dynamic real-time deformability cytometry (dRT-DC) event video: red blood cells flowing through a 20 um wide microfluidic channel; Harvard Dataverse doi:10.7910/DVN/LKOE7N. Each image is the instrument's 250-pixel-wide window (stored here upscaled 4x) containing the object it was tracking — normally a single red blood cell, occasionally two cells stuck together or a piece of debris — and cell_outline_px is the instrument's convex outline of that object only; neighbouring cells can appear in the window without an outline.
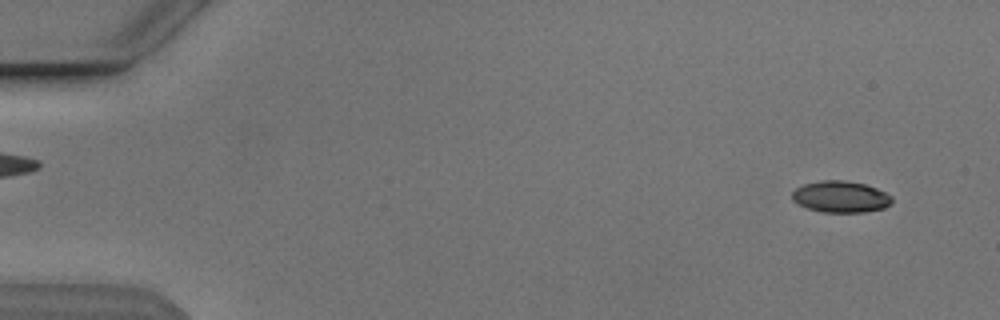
{"species": "Egyptian fruit bat (a non-hibernating species)", "species_latin": "Rousettus aegyptiacus", "temperature_condition": "cold", "stored_images_in_passage": 51, "camera_frame_rate_fps": 3000, "um_per_image_px": 0.085, "animal": {"sex": "male"}, "frame": {"image": 1, "passage_image": 1, "time_ms": 0.0, "image_size_px": [1000, 320], "cell_outline_px": [[892, 204], [884, 208], [864, 212], [824, 212], [808, 208], [792, 200], [792, 192], [796, 188], [804, 184], [820, 180], [844, 180], [864, 184], [876, 188], [892, 196]], "centroid_in_image_um": [71.47, 16.72], "position_along_channel_um": 13.5, "area_um2": 18.26}}
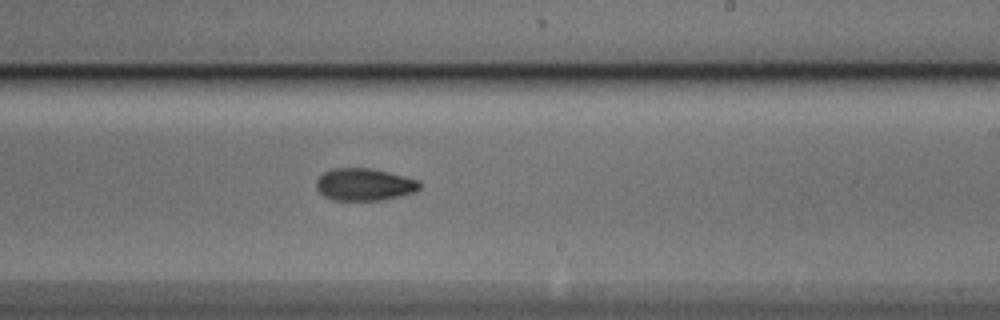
{"frame": {"image": 2, "passage_image": 30, "time_ms": 9.667, "image_size_px": [1000, 320], "cell_outline_px": [[420, 188], [416, 192], [400, 196], [380, 200], [332, 200], [324, 196], [316, 188], [316, 180], [324, 172], [332, 168], [368, 168], [388, 172], [420, 180]], "centroid_in_image_um": [30.97, 15.68], "position_along_channel_um": 258.0, "area_um2": 19.48}}
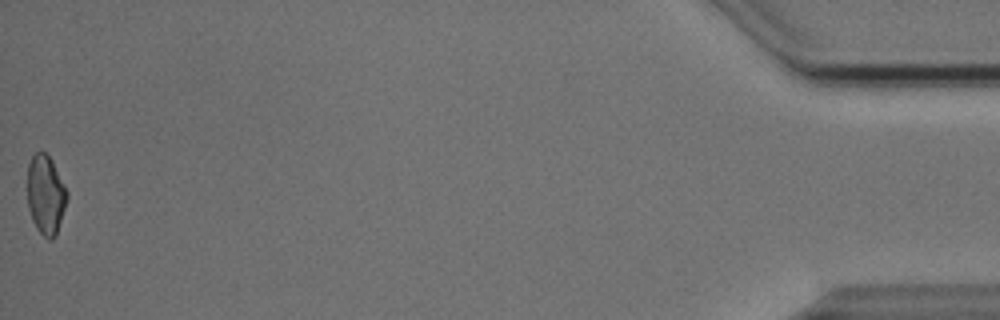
{"frame": {"image": 3, "passage_image": 51, "time_ms": 16.667, "image_size_px": [1000, 320], "cell_outline_px": [[68, 200], [56, 236], [52, 240], [48, 240], [36, 228], [32, 220], [28, 208], [28, 164], [32, 156], [36, 152], [44, 152], [52, 160], [68, 192]], "centroid_in_image_um": [3.9, 16.59], "position_along_channel_um": 431.3, "area_um2": 18.44}, "authors_computed_cell_mechanics": {"area_um2": 19.0162, "velocity_mm_per_s": 3.8575, "shape_relaxation_time_tau1_ms": 4.9368, "shape_relaxation_time_tau2_ms": 6.5232, "deformation_change_tau1": 0.1365, "deformation_change_tau2": 0.1119}}